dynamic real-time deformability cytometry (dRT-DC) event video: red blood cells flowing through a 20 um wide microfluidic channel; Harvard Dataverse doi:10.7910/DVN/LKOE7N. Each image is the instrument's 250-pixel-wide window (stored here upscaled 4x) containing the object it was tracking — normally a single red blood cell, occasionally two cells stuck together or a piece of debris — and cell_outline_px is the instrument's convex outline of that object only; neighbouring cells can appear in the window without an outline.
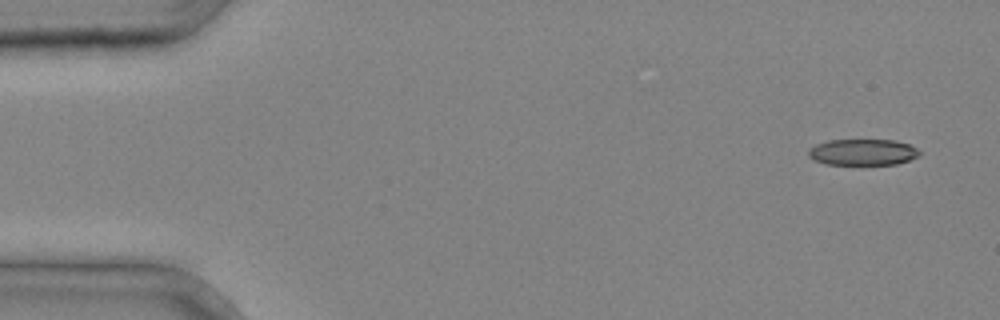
{"species": "common noctule bat (a hibernating species)", "species_latin": "Nyctalus noctula", "temperature_condition": "cold", "stored_images_in_passage": 4, "camera_frame_rate_fps": 3000, "um_per_image_px": 0.085, "animal": {"sex": "male", "body_mass_g": 20.4}, "frame": {"image": 1, "passage_image": 1, "time_ms": 0.0, "image_size_px": [1000, 320], "cell_outline_px": [[920, 156], [896, 164], [824, 164], [808, 156], [808, 148], [816, 144], [828, 140], [896, 140], [908, 144], [916, 148], [920, 152]], "centroid_in_image_um": [73.32, 12.93], "position_along_channel_um": 11.7, "area_um2": 16.94}}
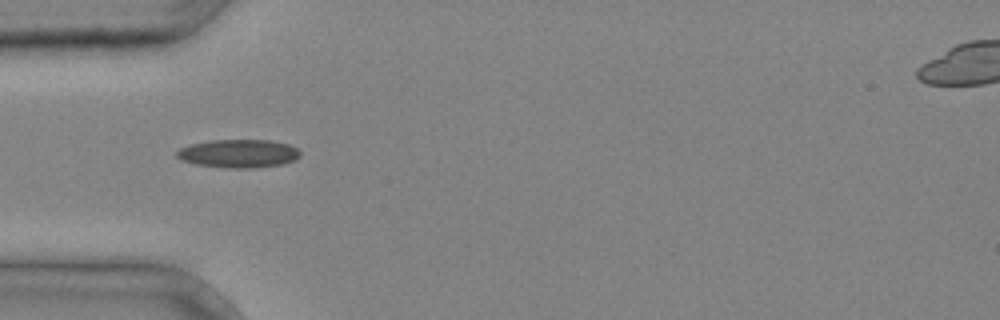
{"frame": {"image": 2, "passage_image": 3, "time_ms": 0.667, "image_size_px": [1000, 320], "cell_outline_px": [[300, 156], [284, 164], [256, 168], [224, 168], [196, 164], [180, 160], [176, 156], [176, 152], [180, 148], [188, 144], [208, 140], [268, 140], [288, 144], [296, 148], [300, 152]], "centroid_in_image_um": [20.23, 13.05], "position_along_channel_um": 64.8, "area_um2": 20.52}}